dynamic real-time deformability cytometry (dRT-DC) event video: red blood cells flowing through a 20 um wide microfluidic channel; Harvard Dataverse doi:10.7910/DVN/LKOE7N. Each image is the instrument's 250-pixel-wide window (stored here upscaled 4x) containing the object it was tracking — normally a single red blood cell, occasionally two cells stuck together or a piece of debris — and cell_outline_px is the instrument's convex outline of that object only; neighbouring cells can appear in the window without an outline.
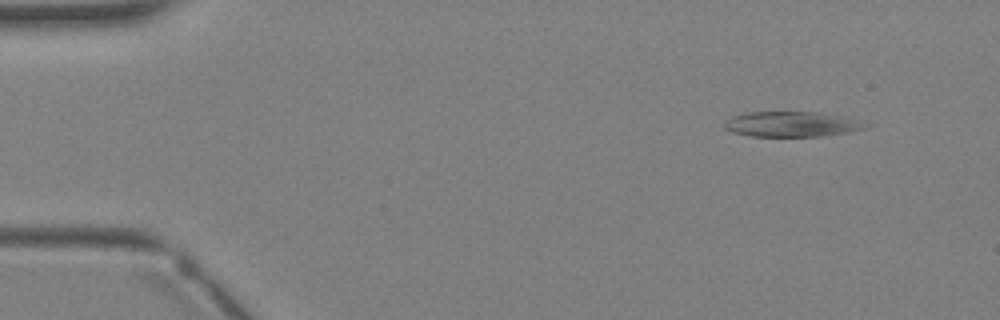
{"species": "Egyptian fruit bat (a non-hibernating species)", "species_latin": "Rousettus aegyptiacus", "temperature_condition": "warm", "stored_images_in_passage": 3, "camera_frame_rate_fps": 3000, "um_per_image_px": 0.085, "animal": {"sex": "female"}, "frame": {"image": 1, "passage_image": 1, "time_ms": 0.0, "image_size_px": [1000, 320], "cell_outline_px": [[872, 124], [868, 128], [852, 132], [820, 136], [748, 136], [732, 132], [724, 128], [724, 120], [732, 116], [744, 112], [820, 112], [844, 116]], "centroid_in_image_um": [67.33, 10.55], "position_along_channel_um": 17.7, "area_um2": 21.15}}
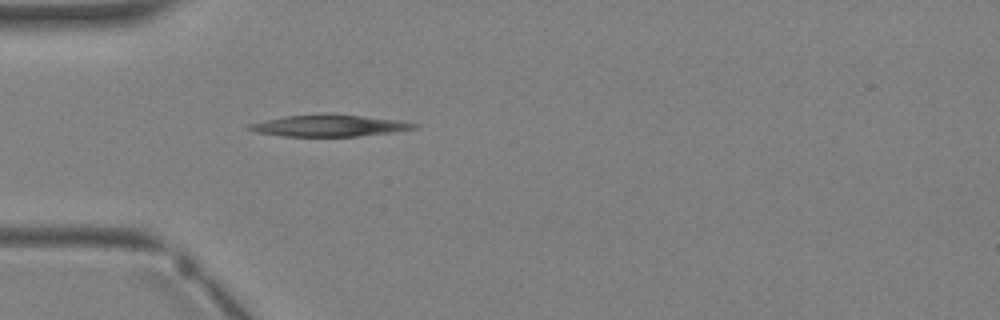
{"frame": {"image": 2, "passage_image": 3, "time_ms": 2.333, "image_size_px": [1000, 320], "cell_outline_px": [[420, 124], [416, 128], [392, 132], [356, 136], [284, 136], [256, 132], [248, 128], [248, 124], [264, 120], [284, 116], [324, 112], [336, 112], [404, 120]], "centroid_in_image_um": [28.05, 10.64], "position_along_channel_um": 56.9, "area_um2": 21.5}}